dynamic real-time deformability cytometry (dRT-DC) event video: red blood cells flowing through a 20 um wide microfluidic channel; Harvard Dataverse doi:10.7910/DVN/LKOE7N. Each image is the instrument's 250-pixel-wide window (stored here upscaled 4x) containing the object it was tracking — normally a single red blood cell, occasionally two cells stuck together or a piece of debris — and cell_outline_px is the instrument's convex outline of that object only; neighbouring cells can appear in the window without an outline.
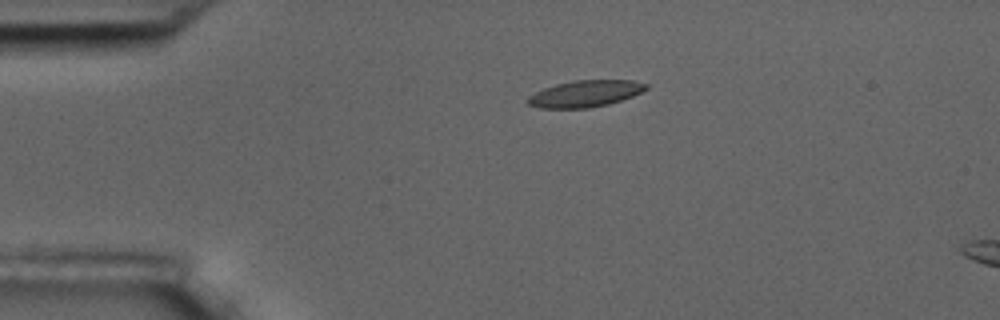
{"species": "common noctule bat (a hibernating species)", "species_latin": "Nyctalus noctula", "temperature_condition": "room temperature", "stored_images_in_passage": 2, "camera_frame_rate_fps": 3000, "um_per_image_px": 0.085, "animal": {"sex": "male", "body_mass_g": 17.5, "forearm_length_mm": 52.3}, "frame": {"image": 1, "passage_image": 1, "time_ms": 0.0, "image_size_px": [1000, 320], "cell_outline_px": [[648, 88], [632, 96], [608, 104], [588, 108], [540, 108], [528, 104], [524, 100], [528, 96], [544, 88], [556, 84], [572, 80], [632, 80], [648, 84]], "centroid_in_image_um": [49.71, 7.96], "position_along_channel_um": 35.3, "area_um2": 18.32}}